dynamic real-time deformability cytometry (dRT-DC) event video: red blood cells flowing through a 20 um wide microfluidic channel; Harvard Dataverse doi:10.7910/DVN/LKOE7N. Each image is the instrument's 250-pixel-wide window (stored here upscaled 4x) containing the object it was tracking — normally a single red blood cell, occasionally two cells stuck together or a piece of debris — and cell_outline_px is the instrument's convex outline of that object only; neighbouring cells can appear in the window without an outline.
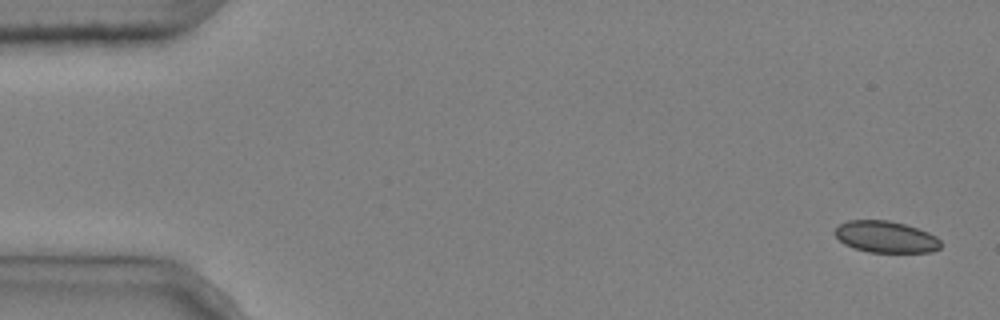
{"species": "common noctule bat (a hibernating species)", "species_latin": "Nyctalus noctula", "temperature_condition": "cold", "stored_images_in_passage": 5, "camera_frame_rate_fps": 3000, "um_per_image_px": 0.085, "animal": {"sex": "male", "body_mass_g": 20.4}, "frame": {"image": 1, "passage_image": 1, "time_ms": 0.0, "image_size_px": [1000, 320], "cell_outline_px": [[940, 248], [932, 252], [868, 252], [844, 244], [836, 236], [836, 228], [840, 224], [848, 220], [888, 220], [904, 224], [928, 232], [936, 236], [940, 240]], "centroid_in_image_um": [75.31, 20.13], "position_along_channel_um": 9.7, "area_um2": 19.31}}
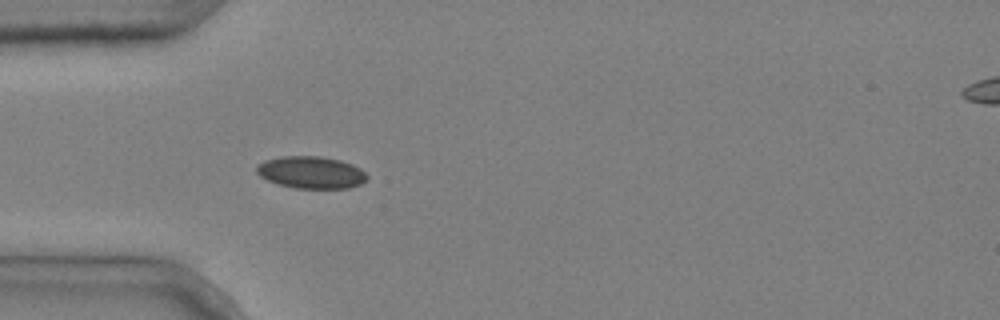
{"frame": {"image": 2, "passage_image": 5, "time_ms": 1.333, "image_size_px": [1000, 320], "cell_outline_px": [[368, 176], [360, 184], [348, 188], [296, 188], [276, 184], [260, 176], [256, 172], [256, 168], [264, 160], [280, 156], [320, 156], [340, 160], [352, 164], [360, 168]], "centroid_in_image_um": [26.42, 14.65], "position_along_channel_um": 58.6, "area_um2": 20.63}}